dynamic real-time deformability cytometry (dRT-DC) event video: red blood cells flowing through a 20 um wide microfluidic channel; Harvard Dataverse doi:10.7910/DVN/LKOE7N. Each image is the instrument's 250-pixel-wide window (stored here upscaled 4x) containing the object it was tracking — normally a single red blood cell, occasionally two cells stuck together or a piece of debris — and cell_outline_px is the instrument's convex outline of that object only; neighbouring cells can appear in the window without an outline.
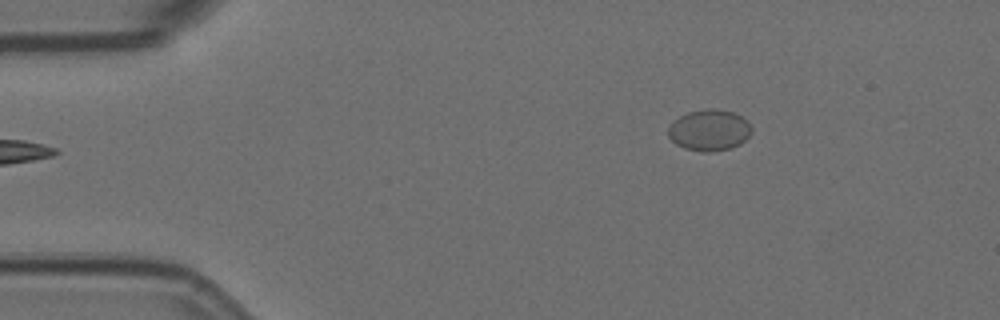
{"species": "Egyptian fruit bat (a non-hibernating species)", "species_latin": "Rousettus aegyptiacus", "temperature_condition": "room temperature", "stored_images_in_passage": 4, "camera_frame_rate_fps": 3000, "um_per_image_px": 0.085, "animal": {"sex": "female"}, "frame": {"image": 1, "passage_image": 4, "time_ms": 1.0, "image_size_px": [1000, 320], "cell_outline_px": [[752, 132], [740, 144], [732, 148], [708, 152], [704, 152], [684, 148], [676, 144], [668, 136], [668, 128], [672, 120], [688, 112], [708, 108], [716, 108], [732, 112], [748, 120], [752, 128]], "centroid_in_image_um": [60.29, 11.06], "position_along_channel_um": 24.7, "area_um2": 20.17}}